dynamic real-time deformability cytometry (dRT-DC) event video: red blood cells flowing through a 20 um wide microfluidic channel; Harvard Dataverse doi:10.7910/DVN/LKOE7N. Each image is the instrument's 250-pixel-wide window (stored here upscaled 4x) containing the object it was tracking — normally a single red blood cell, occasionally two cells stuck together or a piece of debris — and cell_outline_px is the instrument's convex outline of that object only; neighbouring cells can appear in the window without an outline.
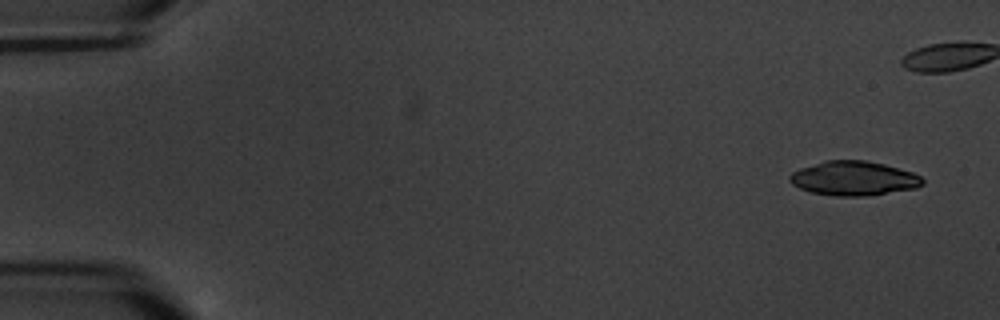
{"species": "common noctule bat (a hibernating species)", "species_latin": "Nyctalus noctula", "temperature_condition": "warm", "stored_images_in_passage": 16, "camera_frame_rate_fps": 3000, "um_per_image_px": 0.085, "animal": {"sex": "male", "body_mass_g": 20.1, "forearm_length_mm": 53.5}, "frame": {"image": 1, "passage_image": 1, "time_ms": 0.0, "image_size_px": [1000, 320], "cell_outline_px": [[924, 184], [916, 188], [868, 196], [836, 196], [812, 192], [800, 188], [792, 184], [788, 180], [788, 176], [792, 172], [800, 168], [824, 160], [864, 160], [884, 164], [912, 172], [920, 176], [924, 180]], "centroid_in_image_um": [72.56, 15.16], "position_along_channel_um": 12.4, "area_um2": 26.65}}
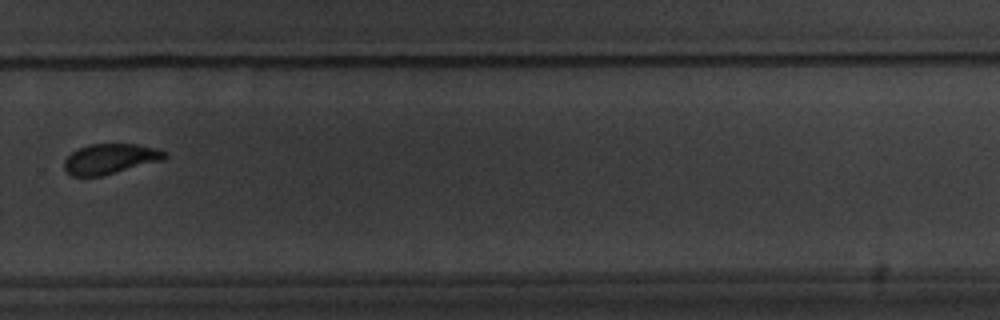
{"frame": {"image": 2, "passage_image": 12, "time_ms": 14.667, "image_size_px": [1000, 320], "cell_outline_px": [[168, 156], [164, 160], [104, 176], [72, 176], [64, 168], [64, 160], [76, 148], [88, 144], [136, 144], [156, 148], [168, 152]], "centroid_in_image_um": [9.39, 13.5], "position_along_channel_um": 320.4, "area_um2": 17.98}}
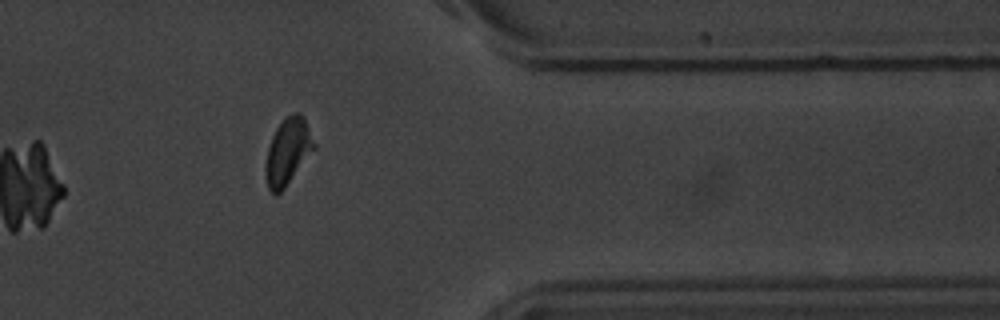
{"frame": {"image": 3, "passage_image": 14, "time_ms": 17.0, "image_size_px": [1000, 320], "cell_outline_px": [[316, 148], [284, 188], [276, 196], [268, 188], [264, 168], [268, 148], [272, 136], [276, 128], [292, 112], [300, 112], [304, 116], [316, 144]], "centroid_in_image_um": [24.48, 12.87], "position_along_channel_um": 386.9, "area_um2": 18.79}, "authors_computed_cell_mechanics": {"area_um2": 19.074, "velocity_mm_per_s": 3.3733, "shape_relaxation_time_tau1_ms": 2.3298, "shape_relaxation_time_tau2_ms": null, "deformation_change_tau1": 0.0691, "deformation_change_tau2": null}}